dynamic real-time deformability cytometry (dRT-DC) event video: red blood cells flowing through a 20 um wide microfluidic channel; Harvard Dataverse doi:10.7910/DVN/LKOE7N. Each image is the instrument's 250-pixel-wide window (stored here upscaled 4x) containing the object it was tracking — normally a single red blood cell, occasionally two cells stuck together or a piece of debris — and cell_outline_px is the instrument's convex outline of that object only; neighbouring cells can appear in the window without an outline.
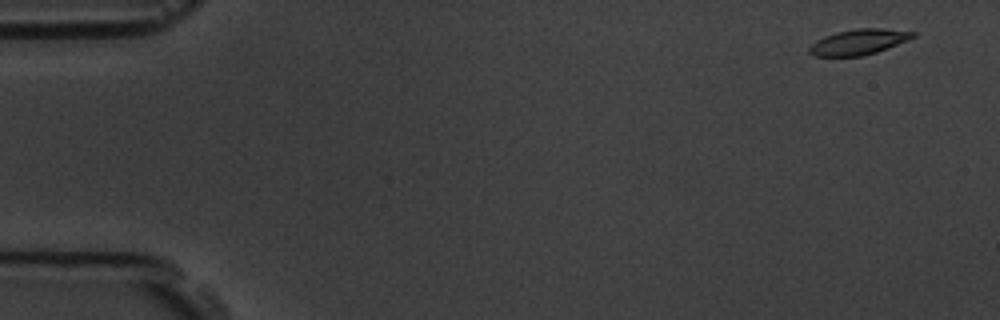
{"species": "common noctule bat (a hibernating species)", "species_latin": "Nyctalus noctula", "temperature_condition": "room temperature", "stored_images_in_passage": 4, "camera_frame_rate_fps": 3000, "um_per_image_px": 0.085, "animal": {"sex": "male", "body_mass_g": 19.5, "forearm_length_mm": 54.6}, "frame": {"image": 1, "passage_image": 1, "time_ms": 0.0, "image_size_px": [1000, 320], "cell_outline_px": [[916, 36], [908, 40], [876, 52], [860, 56], [816, 56], [808, 52], [808, 48], [816, 40], [824, 36], [836, 32], [856, 28], [880, 28], [916, 32]], "centroid_in_image_um": [72.97, 3.56], "position_along_channel_um": 12.0, "area_um2": 15.32}}